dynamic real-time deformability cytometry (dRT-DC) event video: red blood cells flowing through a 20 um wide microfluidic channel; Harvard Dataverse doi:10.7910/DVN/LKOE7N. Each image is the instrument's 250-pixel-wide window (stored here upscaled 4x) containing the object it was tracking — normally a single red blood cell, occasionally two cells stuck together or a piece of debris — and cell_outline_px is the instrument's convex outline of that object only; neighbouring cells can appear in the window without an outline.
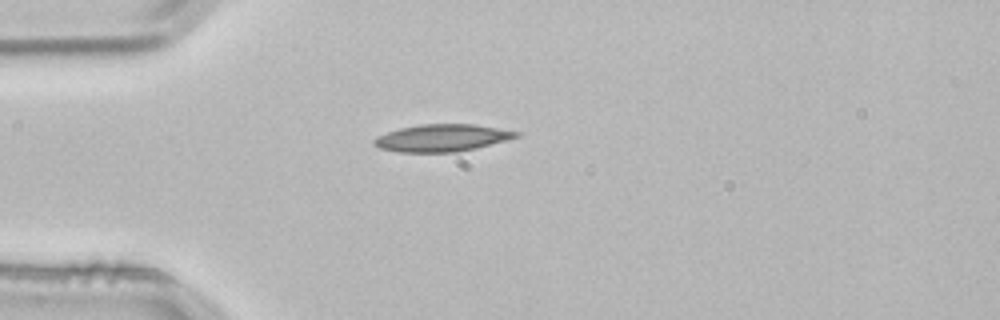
{"species": "common noctule bat (a hibernating species)", "species_latin": "Nyctalus noctula", "temperature_condition": "room temperature", "stored_images_in_passage": 1, "camera_frame_rate_fps": 3000, "um_per_image_px": 0.085, "animal": {"sex": "male", "body_mass_g": 21.5, "forearm_length_mm": 52.0}, "frame": {"image": 1, "passage_image": 1, "time_ms": 0.0, "image_size_px": [1000, 320], "cell_outline_px": [[520, 136], [476, 148], [456, 152], [400, 152], [380, 148], [372, 144], [372, 140], [376, 136], [400, 128], [420, 124], [476, 124], [520, 132]], "centroid_in_image_um": [37.55, 11.72], "position_along_channel_um": 47.5, "area_um2": 22.48}}